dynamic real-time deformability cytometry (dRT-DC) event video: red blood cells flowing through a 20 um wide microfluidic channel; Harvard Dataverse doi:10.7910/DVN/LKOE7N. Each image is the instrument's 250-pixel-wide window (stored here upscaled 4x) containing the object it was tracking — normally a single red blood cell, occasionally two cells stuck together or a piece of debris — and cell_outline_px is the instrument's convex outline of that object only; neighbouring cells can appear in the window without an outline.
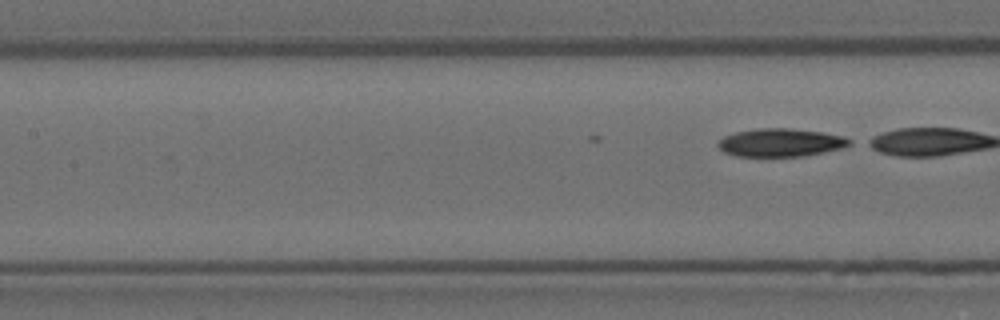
{"species": "Egyptian fruit bat (a non-hibernating species)", "species_latin": "Rousettus aegyptiacus", "temperature_condition": "room temperature", "stored_images_in_passage": 7, "camera_frame_rate_fps": 3000, "um_per_image_px": 0.085, "animal": {"sex": "female"}, "frame": {"image": 1, "passage_image": 7, "time_ms": 2.0, "image_size_px": [1000, 320], "cell_outline_px": [[852, 144], [844, 148], [804, 156], [736, 156], [724, 152], [716, 144], [724, 136], [736, 132], [756, 128], [788, 128], [820, 132], [844, 136], [852, 140]], "centroid_in_image_um": [66.38, 12.12], "position_along_channel_um": 141.0, "area_um2": 21.56}}